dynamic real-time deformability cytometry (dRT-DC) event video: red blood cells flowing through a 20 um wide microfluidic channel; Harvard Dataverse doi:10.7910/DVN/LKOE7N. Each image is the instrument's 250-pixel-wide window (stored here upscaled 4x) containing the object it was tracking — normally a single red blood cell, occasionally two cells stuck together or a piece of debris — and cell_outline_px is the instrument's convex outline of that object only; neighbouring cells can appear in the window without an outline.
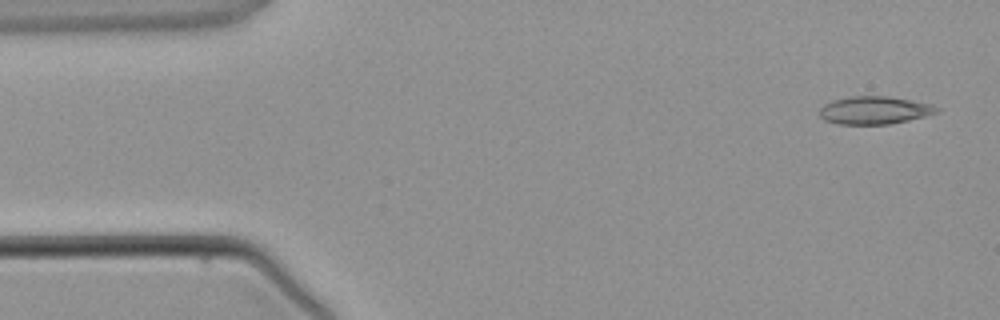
{"species": "common noctule bat (a hibernating species)", "species_latin": "Nyctalus noctula", "temperature_condition": "warm", "stored_images_in_passage": 5, "camera_frame_rate_fps": 3000, "um_per_image_px": 0.085, "animal": {"sex": "male", "body_mass_g": 21.5, "forearm_length_mm": 52.0}, "frame": {"image": 1, "passage_image": 1, "time_ms": 0.0, "image_size_px": [1000, 320], "cell_outline_px": [[940, 112], [908, 120], [888, 124], [840, 124], [824, 120], [820, 116], [820, 108], [824, 104], [832, 100], [852, 96], [888, 96], [932, 104], [940, 108]], "centroid_in_image_um": [74.33, 9.36], "position_along_channel_um": 10.7, "area_um2": 18.96}}
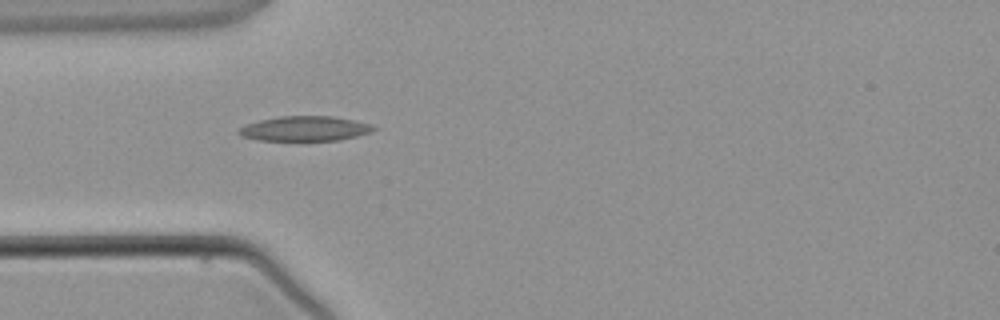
{"frame": {"image": 2, "passage_image": 4, "time_ms": 3.333, "image_size_px": [1000, 320], "cell_outline_px": [[376, 128], [368, 132], [356, 136], [336, 140], [260, 140], [240, 136], [236, 132], [240, 128], [248, 124], [260, 120], [280, 116], [332, 116], [352, 120], [368, 124]], "centroid_in_image_um": [25.85, 10.93], "position_along_channel_um": 59.2, "area_um2": 19.07}}